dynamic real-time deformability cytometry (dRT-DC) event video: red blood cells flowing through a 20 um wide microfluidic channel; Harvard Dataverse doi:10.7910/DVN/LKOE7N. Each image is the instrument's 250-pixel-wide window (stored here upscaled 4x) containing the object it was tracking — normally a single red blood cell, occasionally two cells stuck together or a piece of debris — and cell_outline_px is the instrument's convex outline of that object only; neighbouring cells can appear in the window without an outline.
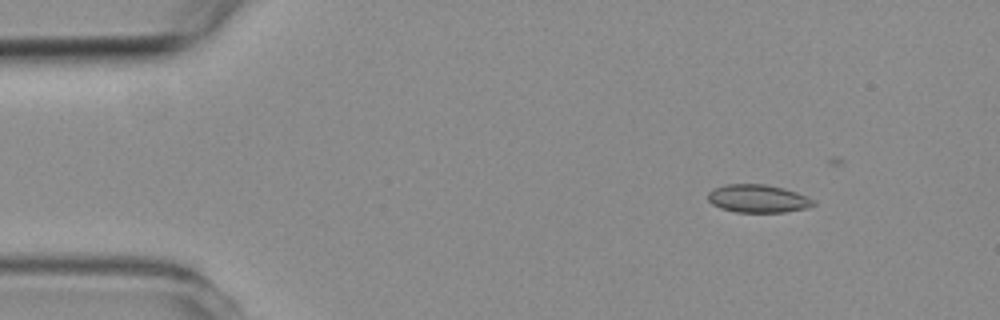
{"species": "common noctule bat (a hibernating species)", "species_latin": "Nyctalus noctula", "temperature_condition": "room temperature", "stored_images_in_passage": 4, "camera_frame_rate_fps": 3000, "um_per_image_px": 0.085, "animal": {"sex": "female", "body_mass_g": 19.3, "forearm_length_mm": 54.1}, "frame": {"image": 1, "passage_image": 1, "time_ms": 0.0, "image_size_px": [1000, 320], "cell_outline_px": [[816, 204], [808, 208], [784, 212], [736, 212], [720, 208], [712, 204], [708, 200], [708, 192], [712, 188], [724, 184], [764, 184], [784, 188], [796, 192], [816, 200]], "centroid_in_image_um": [64.42, 16.88], "position_along_channel_um": 20.6, "area_um2": 17.4}}